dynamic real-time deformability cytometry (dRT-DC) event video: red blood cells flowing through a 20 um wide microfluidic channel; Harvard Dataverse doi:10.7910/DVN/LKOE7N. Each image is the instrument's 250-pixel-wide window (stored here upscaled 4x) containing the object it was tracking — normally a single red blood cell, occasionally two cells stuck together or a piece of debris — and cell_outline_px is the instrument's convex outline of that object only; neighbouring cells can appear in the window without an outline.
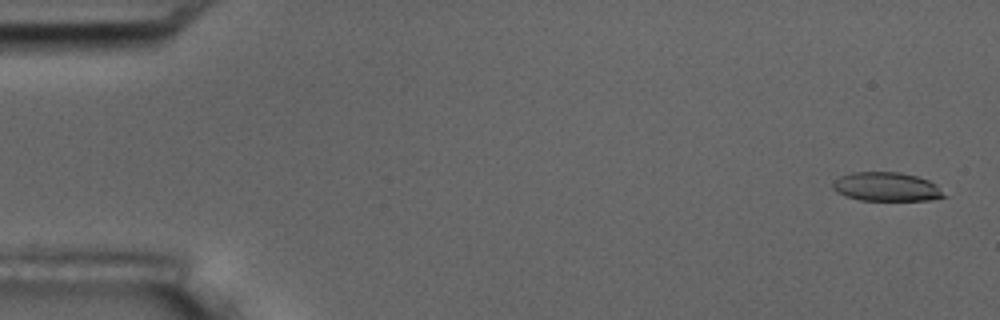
{"species": "common noctule bat (a hibernating species)", "species_latin": "Nyctalus noctula", "temperature_condition": "room temperature", "stored_images_in_passage": 5, "camera_frame_rate_fps": 3000, "um_per_image_px": 0.085, "animal": {"sex": "male", "body_mass_g": 17.5, "forearm_length_mm": 52.3}, "frame": {"image": 1, "passage_image": 1, "time_ms": 0.0, "image_size_px": [1000, 320], "cell_outline_px": [[948, 196], [928, 200], [860, 200], [844, 196], [836, 192], [832, 188], [832, 184], [840, 176], [852, 172], [900, 172], [916, 176], [928, 180], [936, 184]], "centroid_in_image_um": [75.35, 15.88], "position_along_channel_um": 9.7, "area_um2": 18.79}}
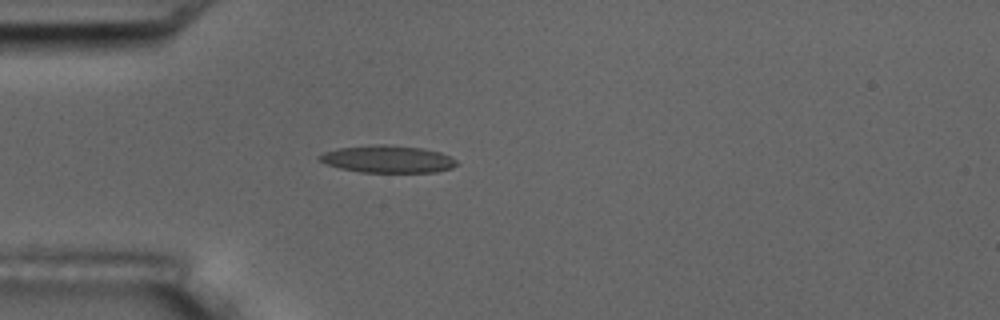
{"frame": {"image": 2, "passage_image": 5, "time_ms": 4.667, "image_size_px": [1000, 320], "cell_outline_px": [[460, 164], [452, 168], [436, 172], [360, 172], [340, 168], [328, 164], [320, 160], [316, 156], [324, 152], [336, 148], [376, 144], [384, 144], [424, 148], [440, 152], [456, 160]], "centroid_in_image_um": [32.96, 13.52], "position_along_channel_um": 52.0, "area_um2": 21.91}}